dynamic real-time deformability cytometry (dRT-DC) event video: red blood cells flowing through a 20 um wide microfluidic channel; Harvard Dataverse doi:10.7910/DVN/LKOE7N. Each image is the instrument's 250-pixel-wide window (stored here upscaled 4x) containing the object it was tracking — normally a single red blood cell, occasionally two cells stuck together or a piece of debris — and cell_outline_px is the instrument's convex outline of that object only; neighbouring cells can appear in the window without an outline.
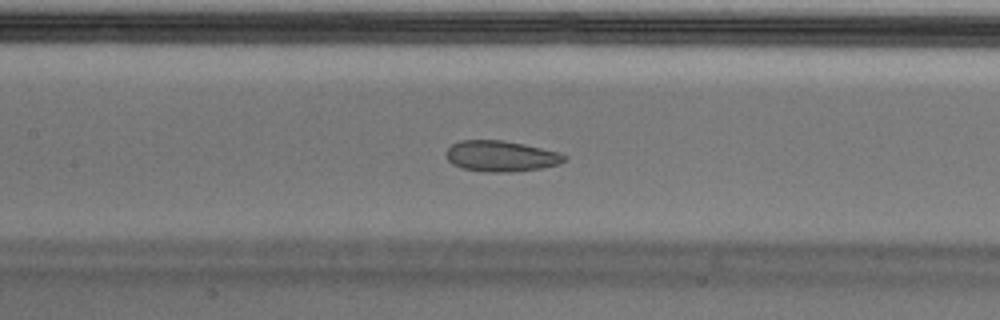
{"species": "Egyptian fruit bat (a non-hibernating species)", "species_latin": "Rousettus aegyptiacus", "temperature_condition": "cold", "stored_images_in_passage": 41, "camera_frame_rate_fps": 3000, "um_per_image_px": 0.085, "animal": {"sex": "male"}, "frame": {"image": 1, "passage_image": 12, "time_ms": 3.667, "image_size_px": [1000, 320], "cell_outline_px": [[568, 160], [560, 164], [540, 168], [512, 172], [484, 172], [460, 168], [452, 164], [448, 160], [444, 152], [452, 144], [460, 140], [504, 140], [524, 144], [560, 152], [568, 156]], "centroid_in_image_um": [42.59, 13.27], "position_along_channel_um": 164.8, "area_um2": 21.62}, "authors_computed_cell_mechanics": {"area_um2": 23.5246, "velocity_mm_per_s": 3.6357, "shape_relaxation_time_tau1_ms": null, "shape_relaxation_time_tau2_ms": 1.3703, "deformation_change_tau1": null, "deformation_change_tau2": 0.066}}